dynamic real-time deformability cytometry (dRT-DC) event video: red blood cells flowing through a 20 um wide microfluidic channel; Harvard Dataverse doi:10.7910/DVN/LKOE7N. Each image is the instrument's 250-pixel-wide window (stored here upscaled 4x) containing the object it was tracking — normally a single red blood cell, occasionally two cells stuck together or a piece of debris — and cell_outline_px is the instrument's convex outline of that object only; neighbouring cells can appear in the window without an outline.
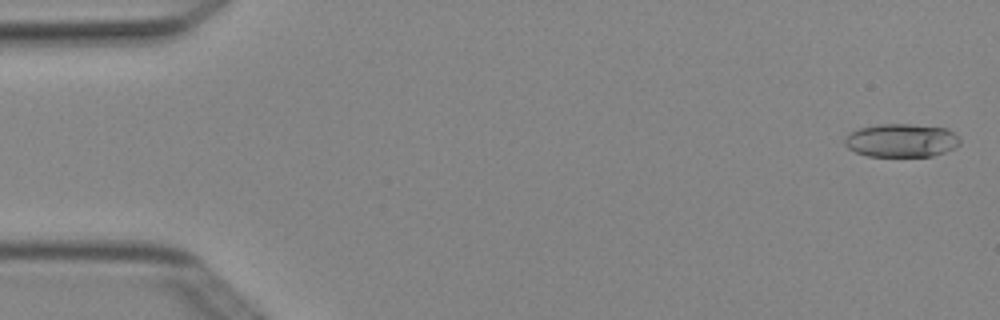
{"species": "Egyptian fruit bat (a non-hibernating species)", "species_latin": "Rousettus aegyptiacus", "temperature_condition": "cold", "stored_images_in_passage": 7, "camera_frame_rate_fps": 3000, "um_per_image_px": 0.085, "animal": {"sex": "female"}, "frame": {"image": 1, "passage_image": 1, "time_ms": 0.0, "image_size_px": [1000, 320], "cell_outline_px": [[960, 144], [944, 152], [932, 156], [868, 156], [856, 152], [848, 148], [844, 144], [844, 140], [852, 132], [860, 128], [880, 124], [912, 124], [944, 128], [960, 136]], "centroid_in_image_um": [76.63, 11.94], "position_along_channel_um": 8.4, "area_um2": 22.2}}
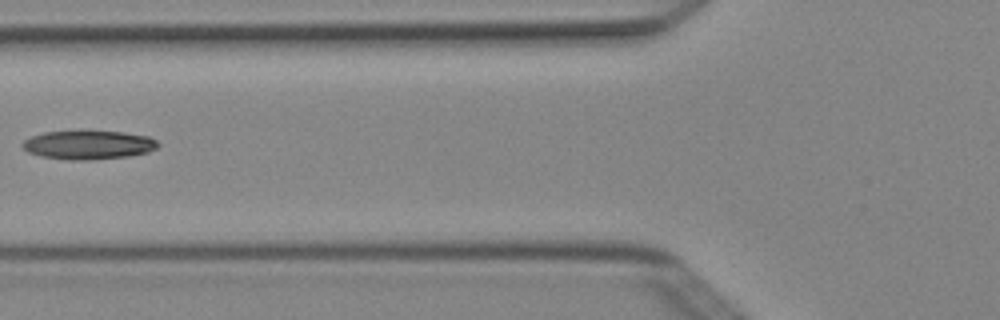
{"frame": {"image": 2, "passage_image": 6, "time_ms": 1.667, "image_size_px": [1000, 320], "cell_outline_px": [[160, 144], [156, 148], [148, 152], [128, 156], [88, 160], [68, 160], [40, 156], [28, 152], [20, 144], [24, 140], [32, 136], [44, 132], [124, 132], [148, 136], [156, 140]], "centroid_in_image_um": [7.51, 12.33], "position_along_channel_um": 118.3, "area_um2": 22.48}}
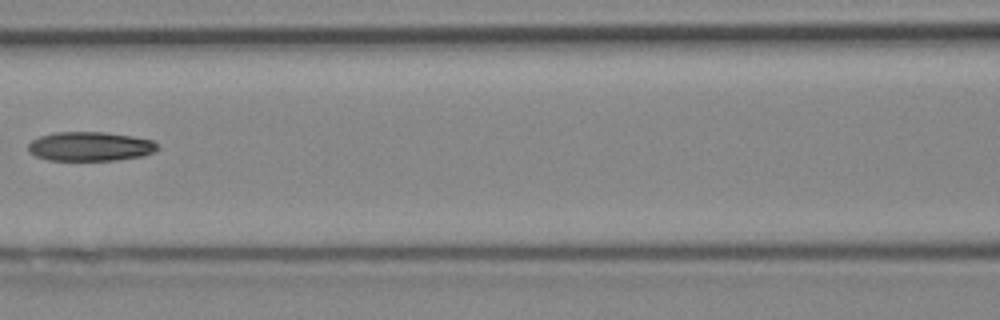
{"frame": {"image": 3, "passage_image": 7, "time_ms": 2.0, "image_size_px": [1000, 320], "cell_outline_px": [[160, 148], [144, 156], [116, 160], [48, 160], [36, 156], [28, 152], [28, 144], [32, 140], [40, 136], [56, 132], [104, 132], [132, 136], [152, 140]], "centroid_in_image_um": [7.65, 12.45], "position_along_channel_um": 158.9, "area_um2": 22.02}}